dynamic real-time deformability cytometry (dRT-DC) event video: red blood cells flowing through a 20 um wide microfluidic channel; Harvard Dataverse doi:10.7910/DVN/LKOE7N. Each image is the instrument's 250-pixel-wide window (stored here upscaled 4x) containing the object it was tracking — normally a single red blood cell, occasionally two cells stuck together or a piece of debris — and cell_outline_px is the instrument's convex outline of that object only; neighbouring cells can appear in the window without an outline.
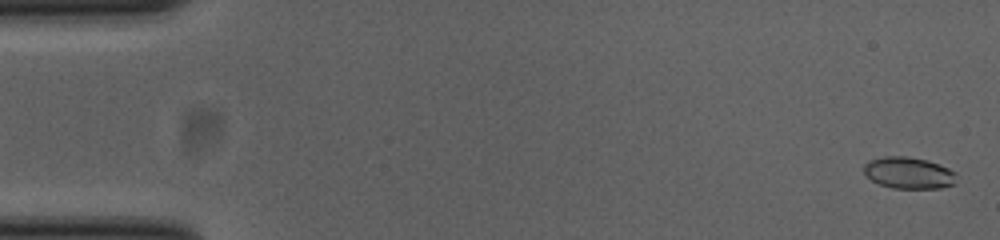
{"species": "common noctule bat (a hibernating species)", "species_latin": "Nyctalus noctula", "temperature_condition": "cold", "stored_images_in_passage": 53, "camera_frame_rate_fps": 3000, "um_per_image_px": 0.085, "animal": {"sex": "female", "body_mass_g": 23.0, "forearm_length_mm": 53.4}, "frame": {"image": 1, "passage_image": 2, "time_ms": 0.333, "image_size_px": [1000, 240], "cell_outline_px": [[956, 172], [952, 184], [940, 188], [892, 188], [880, 184], [872, 180], [864, 172], [864, 164], [868, 160], [884, 156], [908, 156], [928, 160], [948, 168]], "centroid_in_image_um": [77.2, 14.68], "position_along_channel_um": 7.8, "area_um2": 16.94}}
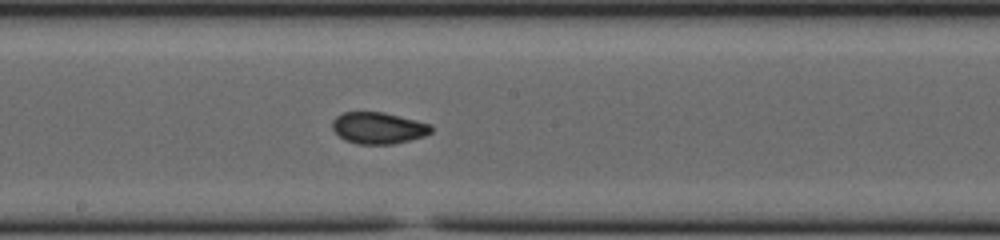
{"frame": {"image": 2, "passage_image": 29, "time_ms": 9.333, "image_size_px": [1000, 240], "cell_outline_px": [[432, 132], [424, 136], [392, 144], [356, 144], [344, 140], [332, 128], [332, 120], [336, 116], [344, 112], [384, 112], [432, 124]], "centroid_in_image_um": [32.15, 10.87], "position_along_channel_um": 216.0, "area_um2": 18.21}}
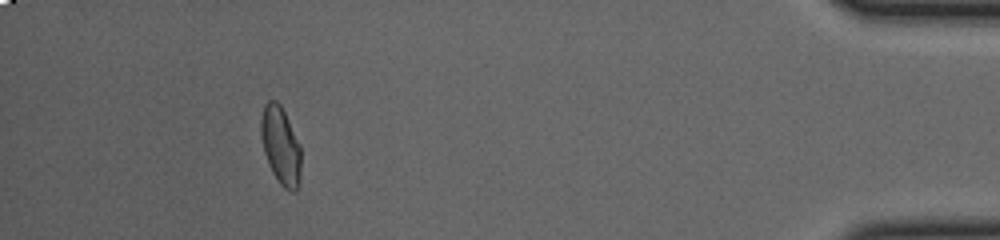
{"frame": {"image": 3, "passage_image": 49, "time_ms": 16.0, "image_size_px": [1000, 240], "cell_outline_px": [[300, 184], [296, 192], [288, 192], [280, 184], [272, 172], [268, 164], [264, 152], [260, 136], [260, 120], [264, 104], [268, 100], [276, 100], [280, 104], [300, 144]], "centroid_in_image_um": [23.85, 12.4], "position_along_channel_um": 411.4, "area_um2": 18.44}, "authors_computed_cell_mechanics": {"area_um2": 18.1492, "velocity_mm_per_s": 3.8796, "shape_relaxation_time_tau1_ms": 10.0386, "shape_relaxation_time_tau2_ms": 1.4449, "deformation_change_tau1": 0.1885, "deformation_change_tau2": 0.0515}}